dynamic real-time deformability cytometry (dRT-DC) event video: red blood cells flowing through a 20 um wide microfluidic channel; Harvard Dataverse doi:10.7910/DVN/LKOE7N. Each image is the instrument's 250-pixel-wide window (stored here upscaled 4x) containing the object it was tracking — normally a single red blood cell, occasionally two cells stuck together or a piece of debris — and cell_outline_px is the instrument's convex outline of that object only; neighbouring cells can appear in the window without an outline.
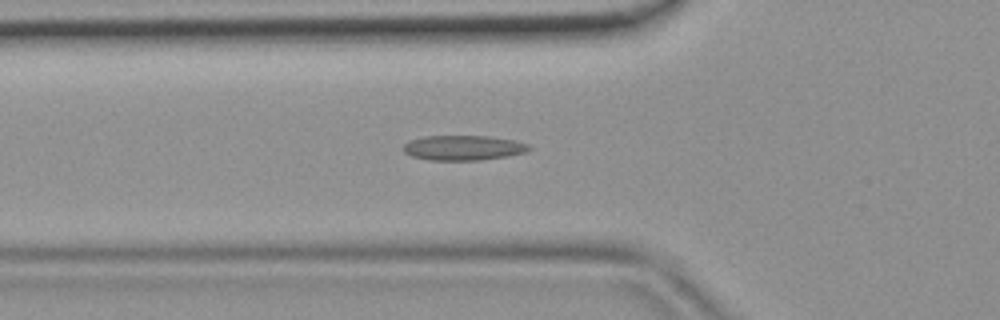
{"species": "common noctule bat (a hibernating species)", "species_latin": "Nyctalus noctula", "temperature_condition": "room temperature", "stored_images_in_passage": 46, "camera_frame_rate_fps": 3000, "um_per_image_px": 0.085, "animal": {"sex": "female", "body_mass_g": 19.9}, "frame": {"image": 1, "passage_image": 16, "time_ms": 5.0, "image_size_px": [1000, 320], "cell_outline_px": [[532, 148], [524, 152], [504, 156], [480, 160], [428, 160], [412, 156], [404, 152], [404, 144], [408, 140], [424, 136], [488, 136], [516, 140], [528, 144]], "centroid_in_image_um": [39.35, 12.55], "position_along_channel_um": 86.4, "area_um2": 18.21}}
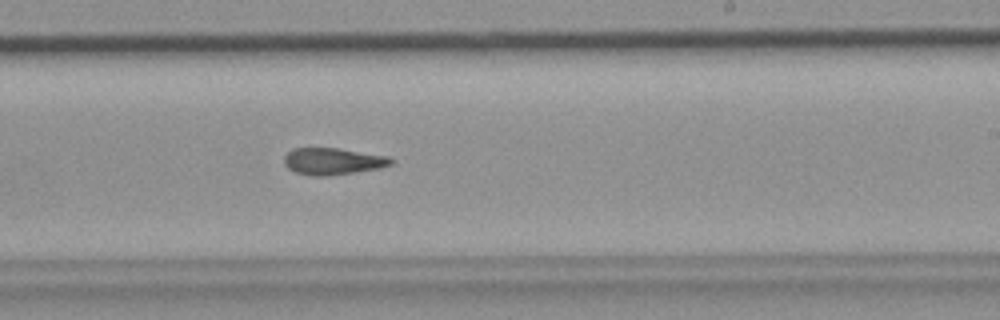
{"frame": {"image": 2, "passage_image": 28, "time_ms": 9.0, "image_size_px": [1000, 320], "cell_outline_px": [[396, 160], [392, 164], [380, 168], [356, 172], [328, 176], [312, 176], [296, 172], [288, 168], [284, 164], [284, 156], [292, 148], [336, 148], [388, 156]], "centroid_in_image_um": [28.3, 13.71], "position_along_channel_um": 260.7, "area_um2": 16.76}}
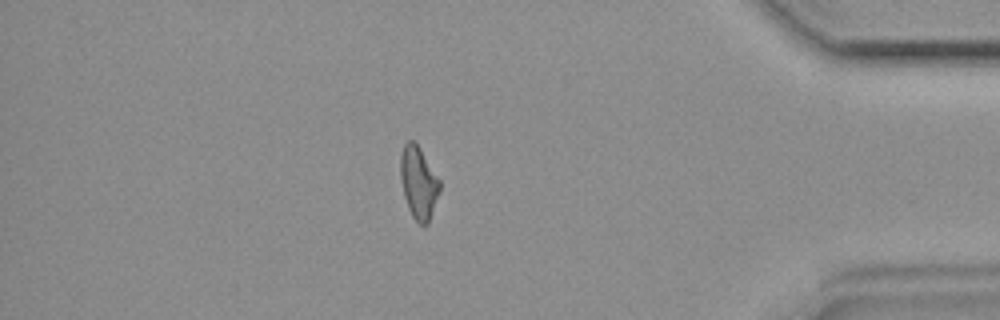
{"frame": {"image": 3, "passage_image": 40, "time_ms": 13.0, "image_size_px": [1000, 320], "cell_outline_px": [[440, 192], [428, 224], [420, 224], [412, 216], [408, 208], [404, 196], [400, 180], [400, 156], [404, 144], [408, 140], [412, 140], [420, 148], [440, 180]], "centroid_in_image_um": [35.57, 15.52], "position_along_channel_um": 399.6, "area_um2": 16.59}}